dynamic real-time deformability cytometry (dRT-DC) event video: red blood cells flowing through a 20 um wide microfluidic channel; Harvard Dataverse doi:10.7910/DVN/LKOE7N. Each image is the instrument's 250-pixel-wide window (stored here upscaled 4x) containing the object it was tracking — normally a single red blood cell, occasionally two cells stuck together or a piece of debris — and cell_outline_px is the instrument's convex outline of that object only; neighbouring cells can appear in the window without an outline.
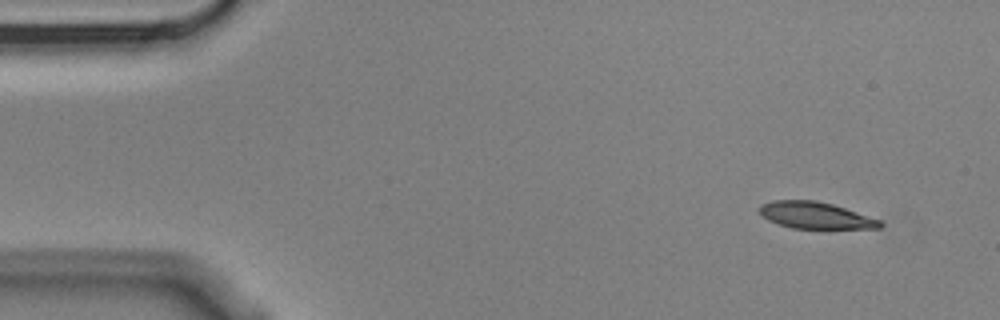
{"species": "Egyptian fruit bat (a non-hibernating species)", "species_latin": "Rousettus aegyptiacus", "temperature_condition": "cold", "stored_images_in_passage": 4, "camera_frame_rate_fps": 3000, "um_per_image_px": 0.085, "animal": {"sex": "male"}, "frame": {"image": 1, "passage_image": 1, "time_ms": 0.0, "image_size_px": [1000, 320], "cell_outline_px": [[884, 224], [880, 228], [792, 228], [768, 220], [760, 212], [760, 204], [772, 200], [816, 200], [832, 204], [880, 220]], "centroid_in_image_um": [69.3, 18.29], "position_along_channel_um": 15.7, "area_um2": 18.44}}
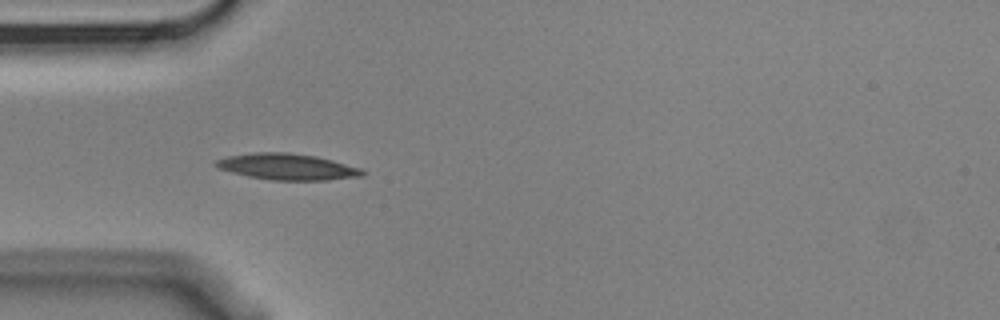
{"frame": {"image": 2, "passage_image": 4, "time_ms": 1.0, "image_size_px": [1000, 320], "cell_outline_px": [[364, 176], [328, 180], [272, 180], [248, 176], [216, 168], [212, 164], [216, 160], [228, 156], [256, 152], [288, 152], [316, 156], [364, 168]], "centroid_in_image_um": [24.44, 14.17], "position_along_channel_um": 60.6, "area_um2": 22.54}}